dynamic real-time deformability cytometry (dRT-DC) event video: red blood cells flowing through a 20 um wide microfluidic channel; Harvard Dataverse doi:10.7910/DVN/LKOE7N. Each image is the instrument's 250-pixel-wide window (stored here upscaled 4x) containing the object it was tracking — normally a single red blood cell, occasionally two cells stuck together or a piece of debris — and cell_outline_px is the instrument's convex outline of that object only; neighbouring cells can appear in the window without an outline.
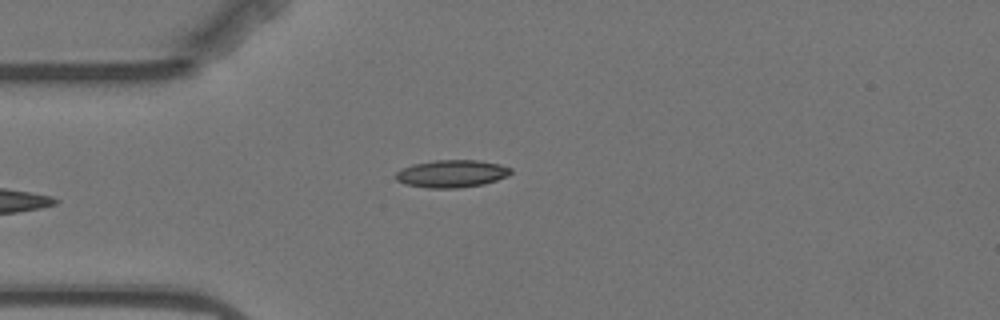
{"species": "Egyptian fruit bat (a non-hibernating species)", "species_latin": "Rousettus aegyptiacus", "temperature_condition": "warm", "stored_images_in_passage": 5, "camera_frame_rate_fps": 3000, "um_per_image_px": 0.085, "animal": {"sex": "female"}, "frame": {"image": 1, "passage_image": 5, "time_ms": 5.0, "image_size_px": [1000, 320], "cell_outline_px": [[512, 172], [508, 176], [484, 184], [460, 188], [428, 188], [404, 184], [396, 180], [392, 176], [400, 168], [412, 164], [436, 160], [476, 160], [500, 164], [512, 168]], "centroid_in_image_um": [38.35, 14.76], "position_along_channel_um": 46.6, "area_um2": 18.73}}